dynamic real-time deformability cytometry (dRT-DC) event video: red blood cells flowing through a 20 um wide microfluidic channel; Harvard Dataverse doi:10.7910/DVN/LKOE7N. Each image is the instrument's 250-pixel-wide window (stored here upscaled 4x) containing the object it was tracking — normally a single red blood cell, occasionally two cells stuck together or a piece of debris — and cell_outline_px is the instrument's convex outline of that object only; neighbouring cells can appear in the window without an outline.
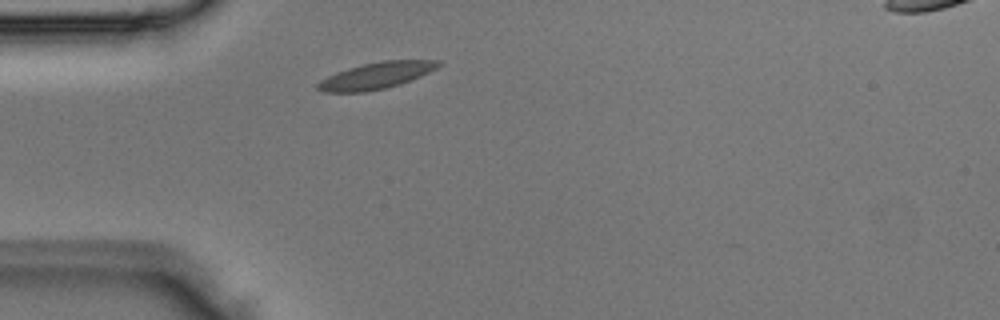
{"species": "Egyptian fruit bat (a non-hibernating species)", "species_latin": "Rousettus aegyptiacus", "temperature_condition": "room temperature", "stored_images_in_passage": 1, "camera_frame_rate_fps": 3000, "um_per_image_px": 0.085, "animal": {"sex": "male"}, "frame": {"image": 1, "passage_image": 1, "time_ms": 0.0, "image_size_px": [1000, 320], "cell_outline_px": [[440, 64], [436, 68], [420, 76], [400, 84], [384, 88], [364, 92], [324, 92], [316, 88], [316, 84], [320, 80], [336, 72], [348, 68], [364, 64], [384, 60], [440, 60]], "centroid_in_image_um": [31.94, 6.43], "position_along_channel_um": 53.1, "area_um2": 18.44}}